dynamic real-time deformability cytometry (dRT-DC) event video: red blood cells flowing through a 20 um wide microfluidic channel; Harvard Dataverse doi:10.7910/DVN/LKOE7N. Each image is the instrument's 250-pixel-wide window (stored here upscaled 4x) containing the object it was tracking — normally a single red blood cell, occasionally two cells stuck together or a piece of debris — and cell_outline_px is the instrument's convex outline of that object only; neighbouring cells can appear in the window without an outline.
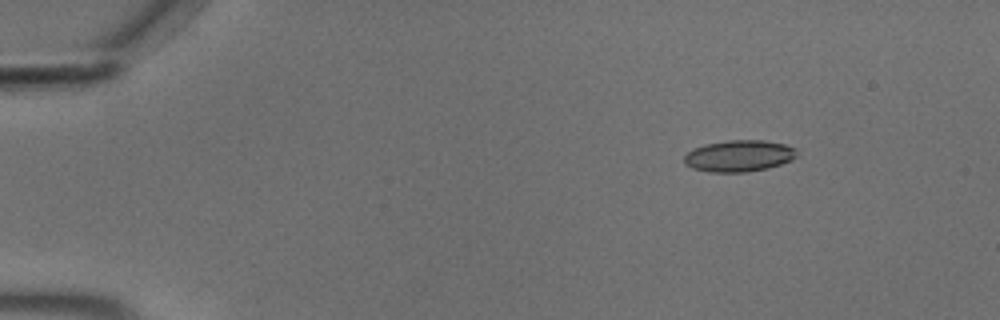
{"species": "common noctule bat (a hibernating species)", "species_latin": "Nyctalus noctula", "temperature_condition": "cold", "stored_images_in_passage": 49, "camera_frame_rate_fps": 3000, "um_per_image_px": 0.085, "animal": {"sex": "male", "body_mass_g": 18.8}, "frame": {"image": 1, "passage_image": 1, "time_ms": 0.0, "image_size_px": [1000, 320], "cell_outline_px": [[796, 156], [792, 160], [768, 168], [744, 172], [708, 172], [692, 168], [684, 164], [684, 156], [692, 148], [704, 144], [728, 140], [764, 140], [784, 144], [796, 148]], "centroid_in_image_um": [62.79, 13.25], "position_along_channel_um": 22.2, "area_um2": 20.81}}
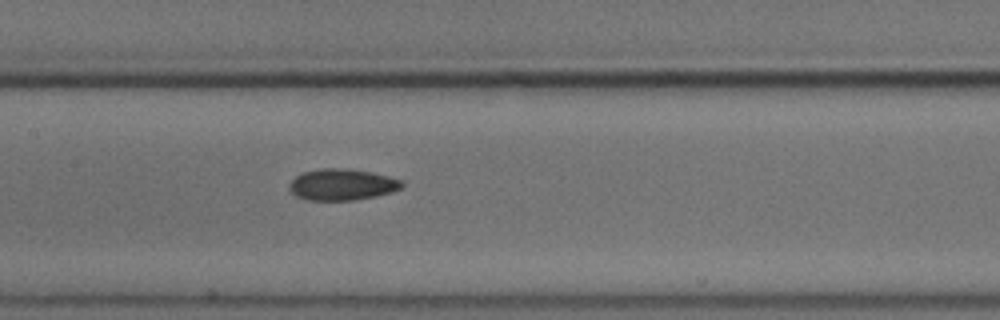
{"frame": {"image": 2, "passage_image": 21, "time_ms": 6.667, "image_size_px": [1000, 320], "cell_outline_px": [[404, 184], [400, 188], [392, 192], [376, 196], [352, 200], [308, 200], [296, 196], [288, 188], [288, 184], [296, 176], [304, 172], [320, 168], [352, 168], [372, 172], [404, 180]], "centroid_in_image_um": [29.09, 15.68], "position_along_channel_um": 178.3, "area_um2": 20.75}}
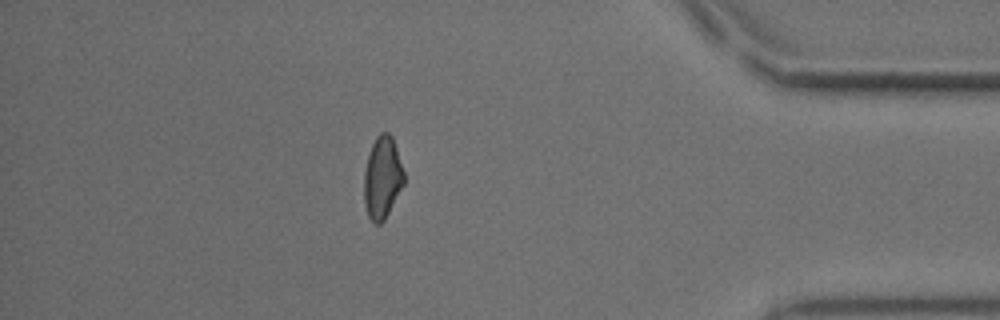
{"frame": {"image": 3, "passage_image": 42, "time_ms": 13.667, "image_size_px": [1000, 320], "cell_outline_px": [[404, 184], [384, 220], [380, 224], [376, 224], [368, 216], [364, 204], [364, 172], [368, 156], [372, 144], [376, 136], [380, 132], [388, 132], [392, 136], [404, 172]], "centroid_in_image_um": [32.49, 15.09], "position_along_channel_um": 402.7, "area_um2": 19.02}, "authors_computed_cell_mechanics": {"area_um2": 20.1144, "velocity_mm_per_s": 3.6923, "shape_relaxation_time_tau1_ms": 5.2287, "shape_relaxation_time_tau2_ms": 6.5448, "deformation_change_tau1": 0.1134, "deformation_change_tau2": 0.1329}}